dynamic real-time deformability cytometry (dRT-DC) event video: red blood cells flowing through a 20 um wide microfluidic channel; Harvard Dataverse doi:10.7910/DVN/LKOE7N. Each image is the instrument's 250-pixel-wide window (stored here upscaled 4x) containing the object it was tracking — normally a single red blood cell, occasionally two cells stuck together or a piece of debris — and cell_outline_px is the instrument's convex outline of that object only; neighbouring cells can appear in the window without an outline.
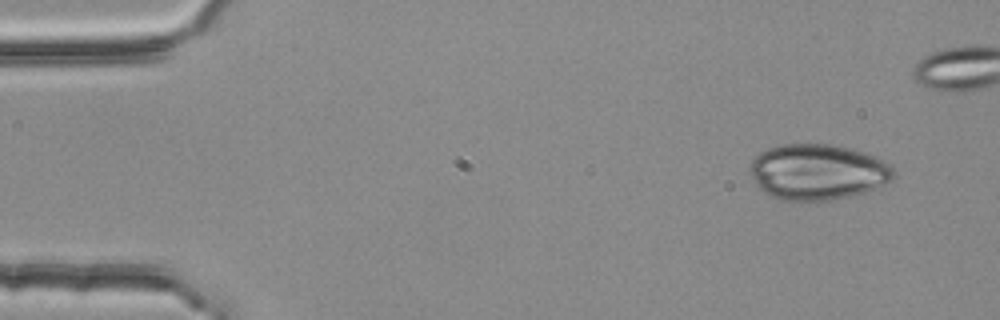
{"species": "common noctule bat (a hibernating species)", "species_latin": "Nyctalus noctula", "temperature_condition": "room temperature", "stored_images_in_passage": 4, "camera_frame_rate_fps": 3000, "um_per_image_px": 0.085, "animal": {"sex": "female", "body_mass_g": 25.1}, "frame": {"image": 1, "passage_image": 1, "time_ms": 0.0, "image_size_px": [1000, 320], "cell_outline_px": [[896, 176], [892, 180], [884, 184], [864, 192], [852, 196], [832, 200], [780, 200], [764, 192], [760, 188], [748, 172], [748, 164], [760, 152], [768, 148], [780, 144], [832, 144], [852, 148], [864, 152], [884, 160], [896, 172]], "centroid_in_image_um": [69.49, 14.6], "position_along_channel_um": 15.5, "area_um2": 46.99}}